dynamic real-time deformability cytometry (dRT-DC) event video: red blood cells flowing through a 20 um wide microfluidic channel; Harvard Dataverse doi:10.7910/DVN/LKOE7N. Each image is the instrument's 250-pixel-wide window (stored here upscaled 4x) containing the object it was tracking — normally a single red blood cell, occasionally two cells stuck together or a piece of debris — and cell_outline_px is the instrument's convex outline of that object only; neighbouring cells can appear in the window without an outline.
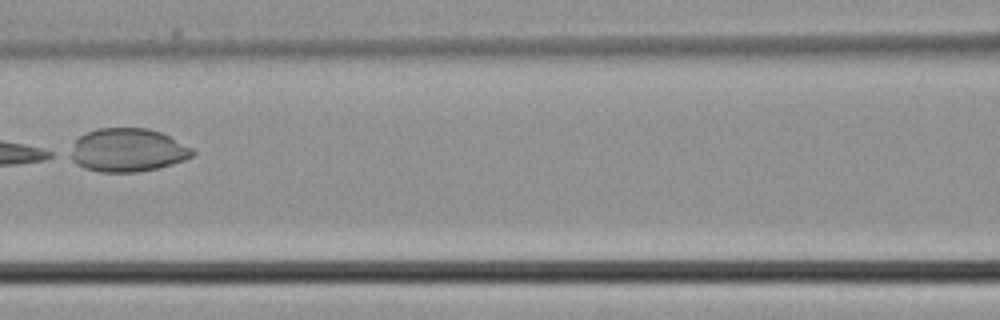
{"species": "common noctule bat (a hibernating species)", "species_latin": "Nyctalus noctula", "temperature_condition": "cold", "stored_images_in_passage": 5, "camera_frame_rate_fps": 3000, "um_per_image_px": 0.085, "animal": {"sex": "male", "body_mass_g": 21.5, "forearm_length_mm": 52.0}, "frame": {"image": 1, "passage_image": 5, "time_ms": 1.333, "image_size_px": [1000, 320], "cell_outline_px": [[196, 152], [192, 156], [184, 160], [172, 164], [140, 172], [100, 172], [84, 168], [76, 164], [64, 156], [76, 140], [80, 136], [96, 128], [148, 128], [160, 132], [192, 148]], "centroid_in_image_um": [10.77, 12.77], "position_along_channel_um": 155.8, "area_um2": 31.15}}